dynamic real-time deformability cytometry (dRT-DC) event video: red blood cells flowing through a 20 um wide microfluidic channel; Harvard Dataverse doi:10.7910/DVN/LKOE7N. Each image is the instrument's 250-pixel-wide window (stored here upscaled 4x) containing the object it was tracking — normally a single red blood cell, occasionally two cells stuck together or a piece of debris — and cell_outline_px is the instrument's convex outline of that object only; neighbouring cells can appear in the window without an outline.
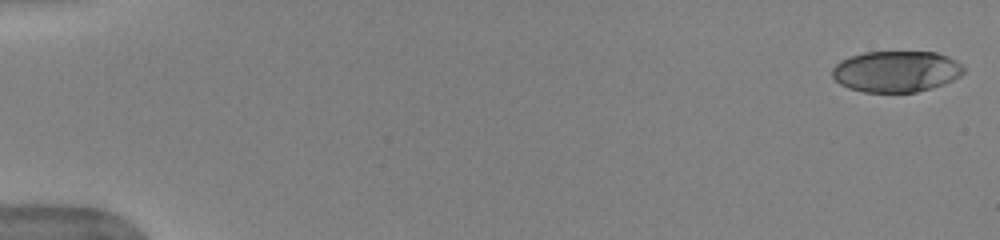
{"species": "human", "species_latin": "Homo sapiens", "temperature_condition": "warm", "stored_images_in_passage": 51, "camera_frame_rate_fps": 3000, "um_per_image_px": 0.085, "donor": {"sex": "female"}, "frame": {"image": 1, "passage_image": 1, "time_ms": 0.0, "image_size_px": [1000, 240], "cell_outline_px": [[964, 72], [960, 76], [944, 84], [932, 88], [916, 92], [864, 92], [848, 88], [840, 84], [832, 76], [832, 68], [840, 60], [864, 52], [936, 52], [948, 56], [956, 60], [964, 68]], "centroid_in_image_um": [76.18, 6.07], "position_along_channel_um": 8.8, "area_um2": 31.62}}
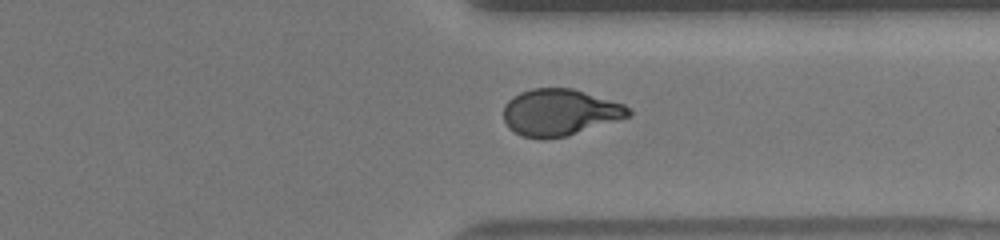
{"frame": {"image": 2, "passage_image": 40, "time_ms": 13.0, "image_size_px": [1000, 240], "cell_outline_px": [[632, 116], [564, 136], [544, 140], [540, 140], [520, 136], [508, 128], [504, 120], [504, 104], [512, 96], [520, 92], [532, 88], [572, 88], [624, 104], [632, 108]], "centroid_in_image_um": [47.56, 9.56], "position_along_channel_um": 363.8, "area_um2": 34.22}}
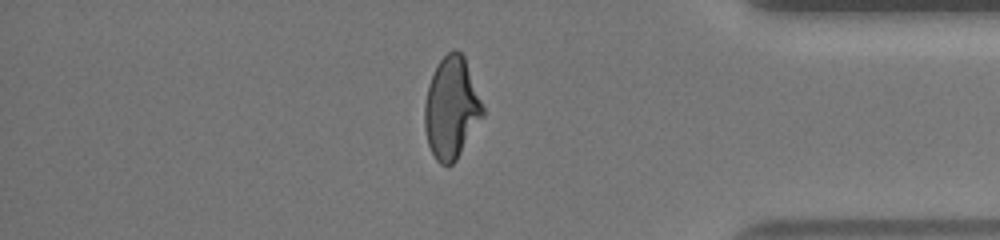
{"frame": {"image": 3, "passage_image": 44, "time_ms": 14.333, "image_size_px": [1000, 240], "cell_outline_px": [[484, 116], [456, 160], [448, 168], [440, 164], [436, 160], [428, 144], [424, 128], [424, 104], [428, 84], [440, 60], [452, 48], [460, 52], [464, 56], [484, 108]], "centroid_in_image_um": [38.36, 9.21], "position_along_channel_um": 396.8, "area_um2": 34.45}, "authors_computed_cell_mechanics": {"area_um2": 34.102, "velocity_mm_per_s": 4.0017, "shape_relaxation_time_tau1_ms": 8.8954, "shape_relaxation_time_tau2_ms": 1.6655, "deformation_change_tau1": 0.2759, "deformation_change_tau2": 0.0807}}